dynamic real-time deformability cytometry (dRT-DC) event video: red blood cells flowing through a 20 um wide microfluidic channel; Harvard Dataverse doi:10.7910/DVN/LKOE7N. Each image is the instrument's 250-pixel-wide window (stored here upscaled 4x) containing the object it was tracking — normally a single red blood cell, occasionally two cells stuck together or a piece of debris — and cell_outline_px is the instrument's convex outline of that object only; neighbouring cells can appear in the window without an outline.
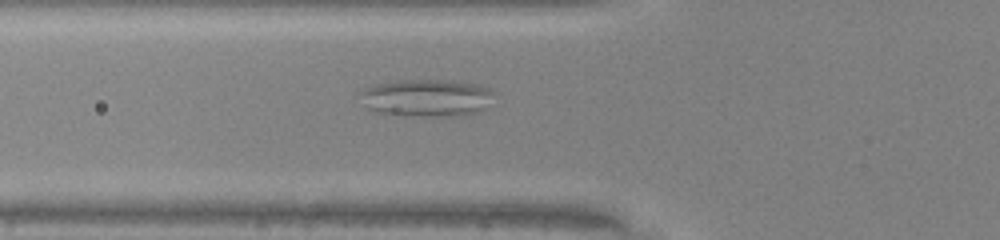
{"species": "common noctule bat (a hibernating species)", "species_latin": "Nyctalus noctula", "temperature_condition": "warm", "stored_images_in_passage": 49, "camera_frame_rate_fps": 3000, "um_per_image_px": 0.085, "animal": {"sex": "male", "body_mass_g": 20.0, "forearm_length_mm": 53.3}, "frame": {"image": 1, "passage_image": 18, "time_ms": 5.667, "image_size_px": [1000, 240], "cell_outline_px": [[496, 92], [484, 108], [480, 112], [464, 116], [400, 116], [376, 112], [368, 108], [356, 92], [364, 88], [376, 84], [400, 80], [452, 80], [480, 84]], "centroid_in_image_um": [36.26, 8.32], "position_along_channel_um": 89.5, "area_um2": 29.77}}
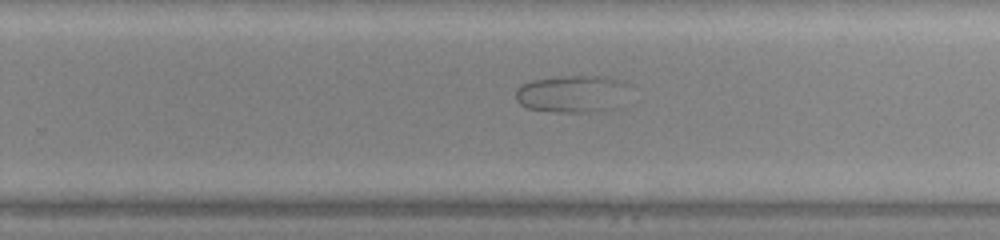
{"frame": {"image": 2, "passage_image": 32, "time_ms": 10.333, "image_size_px": [1000, 240], "cell_outline_px": [[628, 84], [620, 108], [592, 112], [556, 112], [528, 108], [520, 104], [516, 100], [516, 88], [520, 84], [532, 80], [556, 76], [604, 76], [620, 80]], "centroid_in_image_um": [48.64, 7.98], "position_along_channel_um": 281.2, "area_um2": 25.03}}
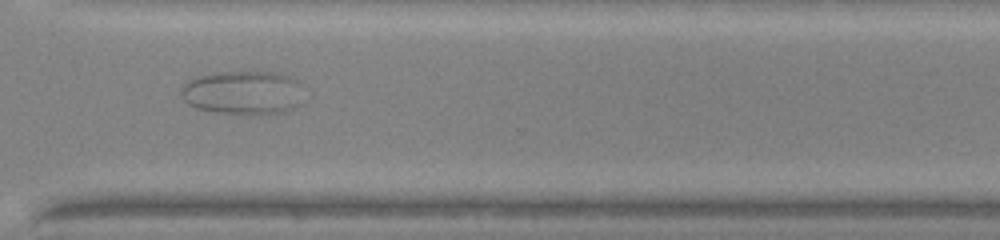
{"frame": {"image": 3, "passage_image": 37, "time_ms": 12.0, "image_size_px": [1000, 240], "cell_outline_px": [[300, 104], [296, 108], [284, 112], [216, 112], [196, 108], [188, 104], [184, 100], [180, 92], [180, 84], [192, 76], [212, 72], [280, 72], [292, 76], [300, 80]], "centroid_in_image_um": [20.6, 7.82], "position_along_channel_um": 350.0, "area_um2": 31.44}}